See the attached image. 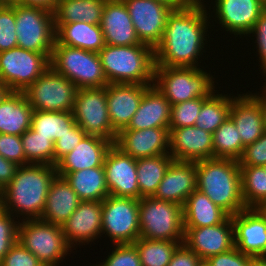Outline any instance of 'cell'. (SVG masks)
I'll list each match as a JSON object with an SVG mask.
<instances>
[{"mask_svg":"<svg viewBox=\"0 0 266 266\" xmlns=\"http://www.w3.org/2000/svg\"><path fill=\"white\" fill-rule=\"evenodd\" d=\"M264 8L266 9V0H264Z\"/></svg>","mask_w":266,"mask_h":266,"instance_id":"cell-62","label":"cell"},{"mask_svg":"<svg viewBox=\"0 0 266 266\" xmlns=\"http://www.w3.org/2000/svg\"><path fill=\"white\" fill-rule=\"evenodd\" d=\"M114 244H130L140 238L139 200L108 195L102 201V232Z\"/></svg>","mask_w":266,"mask_h":266,"instance_id":"cell-10","label":"cell"},{"mask_svg":"<svg viewBox=\"0 0 266 266\" xmlns=\"http://www.w3.org/2000/svg\"><path fill=\"white\" fill-rule=\"evenodd\" d=\"M22 147L29 164H45L54 166V143L47 137L38 135L32 128L22 136Z\"/></svg>","mask_w":266,"mask_h":266,"instance_id":"cell-40","label":"cell"},{"mask_svg":"<svg viewBox=\"0 0 266 266\" xmlns=\"http://www.w3.org/2000/svg\"><path fill=\"white\" fill-rule=\"evenodd\" d=\"M104 171L109 195L140 199L136 160L114 144L106 153Z\"/></svg>","mask_w":266,"mask_h":266,"instance_id":"cell-16","label":"cell"},{"mask_svg":"<svg viewBox=\"0 0 266 266\" xmlns=\"http://www.w3.org/2000/svg\"><path fill=\"white\" fill-rule=\"evenodd\" d=\"M202 259L184 243L174 252L168 266H198Z\"/></svg>","mask_w":266,"mask_h":266,"instance_id":"cell-51","label":"cell"},{"mask_svg":"<svg viewBox=\"0 0 266 266\" xmlns=\"http://www.w3.org/2000/svg\"><path fill=\"white\" fill-rule=\"evenodd\" d=\"M107 45L131 46L141 44L128 9L122 0H107L100 22Z\"/></svg>","mask_w":266,"mask_h":266,"instance_id":"cell-24","label":"cell"},{"mask_svg":"<svg viewBox=\"0 0 266 266\" xmlns=\"http://www.w3.org/2000/svg\"><path fill=\"white\" fill-rule=\"evenodd\" d=\"M196 189L195 162L173 160L152 197L183 206L188 196Z\"/></svg>","mask_w":266,"mask_h":266,"instance_id":"cell-23","label":"cell"},{"mask_svg":"<svg viewBox=\"0 0 266 266\" xmlns=\"http://www.w3.org/2000/svg\"><path fill=\"white\" fill-rule=\"evenodd\" d=\"M204 2L190 0L172 10L162 40L154 49L155 66L203 67L199 59L206 53L208 29L213 22L206 9L209 4Z\"/></svg>","mask_w":266,"mask_h":266,"instance_id":"cell-1","label":"cell"},{"mask_svg":"<svg viewBox=\"0 0 266 266\" xmlns=\"http://www.w3.org/2000/svg\"><path fill=\"white\" fill-rule=\"evenodd\" d=\"M173 160L170 154L136 160L140 198L154 195Z\"/></svg>","mask_w":266,"mask_h":266,"instance_id":"cell-34","label":"cell"},{"mask_svg":"<svg viewBox=\"0 0 266 266\" xmlns=\"http://www.w3.org/2000/svg\"><path fill=\"white\" fill-rule=\"evenodd\" d=\"M114 145L133 159L169 154V128L121 130Z\"/></svg>","mask_w":266,"mask_h":266,"instance_id":"cell-19","label":"cell"},{"mask_svg":"<svg viewBox=\"0 0 266 266\" xmlns=\"http://www.w3.org/2000/svg\"><path fill=\"white\" fill-rule=\"evenodd\" d=\"M252 257L240 252L236 247L214 255L206 261L210 266H249Z\"/></svg>","mask_w":266,"mask_h":266,"instance_id":"cell-50","label":"cell"},{"mask_svg":"<svg viewBox=\"0 0 266 266\" xmlns=\"http://www.w3.org/2000/svg\"><path fill=\"white\" fill-rule=\"evenodd\" d=\"M15 0H0V4H13Z\"/></svg>","mask_w":266,"mask_h":266,"instance_id":"cell-59","label":"cell"},{"mask_svg":"<svg viewBox=\"0 0 266 266\" xmlns=\"http://www.w3.org/2000/svg\"><path fill=\"white\" fill-rule=\"evenodd\" d=\"M18 47L16 19L12 4H0V52Z\"/></svg>","mask_w":266,"mask_h":266,"instance_id":"cell-42","label":"cell"},{"mask_svg":"<svg viewBox=\"0 0 266 266\" xmlns=\"http://www.w3.org/2000/svg\"><path fill=\"white\" fill-rule=\"evenodd\" d=\"M105 261L95 266H141L139 253L133 243L114 244Z\"/></svg>","mask_w":266,"mask_h":266,"instance_id":"cell-43","label":"cell"},{"mask_svg":"<svg viewBox=\"0 0 266 266\" xmlns=\"http://www.w3.org/2000/svg\"><path fill=\"white\" fill-rule=\"evenodd\" d=\"M235 247L251 257H266V218L257 208H246L231 216Z\"/></svg>","mask_w":266,"mask_h":266,"instance_id":"cell-20","label":"cell"},{"mask_svg":"<svg viewBox=\"0 0 266 266\" xmlns=\"http://www.w3.org/2000/svg\"><path fill=\"white\" fill-rule=\"evenodd\" d=\"M232 96L229 117L239 131L243 147L254 143L266 131L259 102L250 94Z\"/></svg>","mask_w":266,"mask_h":266,"instance_id":"cell-25","label":"cell"},{"mask_svg":"<svg viewBox=\"0 0 266 266\" xmlns=\"http://www.w3.org/2000/svg\"><path fill=\"white\" fill-rule=\"evenodd\" d=\"M170 114L171 104L153 84L143 94L139 108L123 130L169 128Z\"/></svg>","mask_w":266,"mask_h":266,"instance_id":"cell-27","label":"cell"},{"mask_svg":"<svg viewBox=\"0 0 266 266\" xmlns=\"http://www.w3.org/2000/svg\"><path fill=\"white\" fill-rule=\"evenodd\" d=\"M76 121L70 111H37L32 114L31 128L40 136L55 142L70 132Z\"/></svg>","mask_w":266,"mask_h":266,"instance_id":"cell-36","label":"cell"},{"mask_svg":"<svg viewBox=\"0 0 266 266\" xmlns=\"http://www.w3.org/2000/svg\"><path fill=\"white\" fill-rule=\"evenodd\" d=\"M238 161L240 166H263L266 164V131L254 143L244 148Z\"/></svg>","mask_w":266,"mask_h":266,"instance_id":"cell-48","label":"cell"},{"mask_svg":"<svg viewBox=\"0 0 266 266\" xmlns=\"http://www.w3.org/2000/svg\"><path fill=\"white\" fill-rule=\"evenodd\" d=\"M113 143L107 139L86 135L74 149L56 164V172H75L104 165L106 153Z\"/></svg>","mask_w":266,"mask_h":266,"instance_id":"cell-26","label":"cell"},{"mask_svg":"<svg viewBox=\"0 0 266 266\" xmlns=\"http://www.w3.org/2000/svg\"><path fill=\"white\" fill-rule=\"evenodd\" d=\"M217 91L219 90L214 91L204 101L195 122L197 128L212 134L228 119L232 105L233 94H220Z\"/></svg>","mask_w":266,"mask_h":266,"instance_id":"cell-35","label":"cell"},{"mask_svg":"<svg viewBox=\"0 0 266 266\" xmlns=\"http://www.w3.org/2000/svg\"><path fill=\"white\" fill-rule=\"evenodd\" d=\"M86 135L87 134L76 123L70 129V132L65 133L61 138L56 140L54 143V166H56L57 162L63 156L70 153Z\"/></svg>","mask_w":266,"mask_h":266,"instance_id":"cell-46","label":"cell"},{"mask_svg":"<svg viewBox=\"0 0 266 266\" xmlns=\"http://www.w3.org/2000/svg\"><path fill=\"white\" fill-rule=\"evenodd\" d=\"M158 1H162L164 3H167L171 6H173L174 8H178V7L185 5L190 0H158Z\"/></svg>","mask_w":266,"mask_h":266,"instance_id":"cell-55","label":"cell"},{"mask_svg":"<svg viewBox=\"0 0 266 266\" xmlns=\"http://www.w3.org/2000/svg\"><path fill=\"white\" fill-rule=\"evenodd\" d=\"M244 152L239 131L232 119H228L213 133V158L239 160Z\"/></svg>","mask_w":266,"mask_h":266,"instance_id":"cell-39","label":"cell"},{"mask_svg":"<svg viewBox=\"0 0 266 266\" xmlns=\"http://www.w3.org/2000/svg\"><path fill=\"white\" fill-rule=\"evenodd\" d=\"M249 266H266V257H252Z\"/></svg>","mask_w":266,"mask_h":266,"instance_id":"cell-56","label":"cell"},{"mask_svg":"<svg viewBox=\"0 0 266 266\" xmlns=\"http://www.w3.org/2000/svg\"><path fill=\"white\" fill-rule=\"evenodd\" d=\"M150 86L144 84H108L106 86L108 115L112 128L117 134L128 127L139 108L143 94Z\"/></svg>","mask_w":266,"mask_h":266,"instance_id":"cell-21","label":"cell"},{"mask_svg":"<svg viewBox=\"0 0 266 266\" xmlns=\"http://www.w3.org/2000/svg\"><path fill=\"white\" fill-rule=\"evenodd\" d=\"M257 209L266 218V202H263Z\"/></svg>","mask_w":266,"mask_h":266,"instance_id":"cell-58","label":"cell"},{"mask_svg":"<svg viewBox=\"0 0 266 266\" xmlns=\"http://www.w3.org/2000/svg\"><path fill=\"white\" fill-rule=\"evenodd\" d=\"M49 67L43 53L19 47L0 52V81L11 91L24 92Z\"/></svg>","mask_w":266,"mask_h":266,"instance_id":"cell-13","label":"cell"},{"mask_svg":"<svg viewBox=\"0 0 266 266\" xmlns=\"http://www.w3.org/2000/svg\"><path fill=\"white\" fill-rule=\"evenodd\" d=\"M250 34H252L253 41L256 38L254 43H257L255 48L257 49L256 52H258L257 56H259L258 57L259 58L258 62H260L259 68L262 69V72L261 70L259 71L260 73L264 74L266 72V9L261 13L253 29L247 36V37H250L251 39Z\"/></svg>","mask_w":266,"mask_h":266,"instance_id":"cell-49","label":"cell"},{"mask_svg":"<svg viewBox=\"0 0 266 266\" xmlns=\"http://www.w3.org/2000/svg\"><path fill=\"white\" fill-rule=\"evenodd\" d=\"M241 192L246 208L266 202V171L263 166H240Z\"/></svg>","mask_w":266,"mask_h":266,"instance_id":"cell-37","label":"cell"},{"mask_svg":"<svg viewBox=\"0 0 266 266\" xmlns=\"http://www.w3.org/2000/svg\"><path fill=\"white\" fill-rule=\"evenodd\" d=\"M207 98L199 97L172 105L169 131L181 127L195 126L201 107Z\"/></svg>","mask_w":266,"mask_h":266,"instance_id":"cell-41","label":"cell"},{"mask_svg":"<svg viewBox=\"0 0 266 266\" xmlns=\"http://www.w3.org/2000/svg\"><path fill=\"white\" fill-rule=\"evenodd\" d=\"M61 228L72 249L76 250L78 245L92 244L91 242L102 237V202L81 201Z\"/></svg>","mask_w":266,"mask_h":266,"instance_id":"cell-18","label":"cell"},{"mask_svg":"<svg viewBox=\"0 0 266 266\" xmlns=\"http://www.w3.org/2000/svg\"><path fill=\"white\" fill-rule=\"evenodd\" d=\"M11 90L0 81V103L7 97Z\"/></svg>","mask_w":266,"mask_h":266,"instance_id":"cell-57","label":"cell"},{"mask_svg":"<svg viewBox=\"0 0 266 266\" xmlns=\"http://www.w3.org/2000/svg\"><path fill=\"white\" fill-rule=\"evenodd\" d=\"M72 115L87 135L115 143L117 133L108 115L106 87L77 89Z\"/></svg>","mask_w":266,"mask_h":266,"instance_id":"cell-12","label":"cell"},{"mask_svg":"<svg viewBox=\"0 0 266 266\" xmlns=\"http://www.w3.org/2000/svg\"><path fill=\"white\" fill-rule=\"evenodd\" d=\"M15 3L44 8L49 11H54L57 5V0H15Z\"/></svg>","mask_w":266,"mask_h":266,"instance_id":"cell-53","label":"cell"},{"mask_svg":"<svg viewBox=\"0 0 266 266\" xmlns=\"http://www.w3.org/2000/svg\"><path fill=\"white\" fill-rule=\"evenodd\" d=\"M169 154L177 161L213 158V134L196 126L172 129Z\"/></svg>","mask_w":266,"mask_h":266,"instance_id":"cell-22","label":"cell"},{"mask_svg":"<svg viewBox=\"0 0 266 266\" xmlns=\"http://www.w3.org/2000/svg\"><path fill=\"white\" fill-rule=\"evenodd\" d=\"M197 189L230 216L246 209L238 160L210 158L195 162Z\"/></svg>","mask_w":266,"mask_h":266,"instance_id":"cell-3","label":"cell"},{"mask_svg":"<svg viewBox=\"0 0 266 266\" xmlns=\"http://www.w3.org/2000/svg\"><path fill=\"white\" fill-rule=\"evenodd\" d=\"M107 0H58L54 15V24L77 21L100 24L104 5Z\"/></svg>","mask_w":266,"mask_h":266,"instance_id":"cell-33","label":"cell"},{"mask_svg":"<svg viewBox=\"0 0 266 266\" xmlns=\"http://www.w3.org/2000/svg\"><path fill=\"white\" fill-rule=\"evenodd\" d=\"M56 175L53 165L19 166L12 181L1 191V208L17 217L18 221V218L40 219L50 184Z\"/></svg>","mask_w":266,"mask_h":266,"instance_id":"cell-2","label":"cell"},{"mask_svg":"<svg viewBox=\"0 0 266 266\" xmlns=\"http://www.w3.org/2000/svg\"><path fill=\"white\" fill-rule=\"evenodd\" d=\"M133 244L139 253L141 266H168L175 250L183 243L140 237Z\"/></svg>","mask_w":266,"mask_h":266,"instance_id":"cell-38","label":"cell"},{"mask_svg":"<svg viewBox=\"0 0 266 266\" xmlns=\"http://www.w3.org/2000/svg\"><path fill=\"white\" fill-rule=\"evenodd\" d=\"M140 237L184 243L183 206L156 199H139Z\"/></svg>","mask_w":266,"mask_h":266,"instance_id":"cell-7","label":"cell"},{"mask_svg":"<svg viewBox=\"0 0 266 266\" xmlns=\"http://www.w3.org/2000/svg\"><path fill=\"white\" fill-rule=\"evenodd\" d=\"M109 84H154V49L144 43L107 45L98 52Z\"/></svg>","mask_w":266,"mask_h":266,"instance_id":"cell-4","label":"cell"},{"mask_svg":"<svg viewBox=\"0 0 266 266\" xmlns=\"http://www.w3.org/2000/svg\"><path fill=\"white\" fill-rule=\"evenodd\" d=\"M262 75L266 78V72ZM265 78H264L265 83L263 84L264 86H262L263 89L261 90V92H263L266 95V79Z\"/></svg>","mask_w":266,"mask_h":266,"instance_id":"cell-60","label":"cell"},{"mask_svg":"<svg viewBox=\"0 0 266 266\" xmlns=\"http://www.w3.org/2000/svg\"><path fill=\"white\" fill-rule=\"evenodd\" d=\"M19 166L0 155V191L13 179Z\"/></svg>","mask_w":266,"mask_h":266,"instance_id":"cell-52","label":"cell"},{"mask_svg":"<svg viewBox=\"0 0 266 266\" xmlns=\"http://www.w3.org/2000/svg\"><path fill=\"white\" fill-rule=\"evenodd\" d=\"M184 244L202 260L235 247L234 225L231 216L223 223L205 227H184Z\"/></svg>","mask_w":266,"mask_h":266,"instance_id":"cell-17","label":"cell"},{"mask_svg":"<svg viewBox=\"0 0 266 266\" xmlns=\"http://www.w3.org/2000/svg\"><path fill=\"white\" fill-rule=\"evenodd\" d=\"M64 177L81 201L102 202L108 195L104 165L75 172H57Z\"/></svg>","mask_w":266,"mask_h":266,"instance_id":"cell-32","label":"cell"},{"mask_svg":"<svg viewBox=\"0 0 266 266\" xmlns=\"http://www.w3.org/2000/svg\"><path fill=\"white\" fill-rule=\"evenodd\" d=\"M38 258L17 241L2 259L0 266H41Z\"/></svg>","mask_w":266,"mask_h":266,"instance_id":"cell-47","label":"cell"},{"mask_svg":"<svg viewBox=\"0 0 266 266\" xmlns=\"http://www.w3.org/2000/svg\"><path fill=\"white\" fill-rule=\"evenodd\" d=\"M0 155L18 166L29 164L19 135L0 134Z\"/></svg>","mask_w":266,"mask_h":266,"instance_id":"cell-45","label":"cell"},{"mask_svg":"<svg viewBox=\"0 0 266 266\" xmlns=\"http://www.w3.org/2000/svg\"><path fill=\"white\" fill-rule=\"evenodd\" d=\"M76 92L73 82L49 67L24 94L33 110L72 112Z\"/></svg>","mask_w":266,"mask_h":266,"instance_id":"cell-11","label":"cell"},{"mask_svg":"<svg viewBox=\"0 0 266 266\" xmlns=\"http://www.w3.org/2000/svg\"><path fill=\"white\" fill-rule=\"evenodd\" d=\"M198 266H210V264L206 260H202Z\"/></svg>","mask_w":266,"mask_h":266,"instance_id":"cell-61","label":"cell"},{"mask_svg":"<svg viewBox=\"0 0 266 266\" xmlns=\"http://www.w3.org/2000/svg\"><path fill=\"white\" fill-rule=\"evenodd\" d=\"M33 111L24 92L11 91L0 103V134L22 136L31 128Z\"/></svg>","mask_w":266,"mask_h":266,"instance_id":"cell-29","label":"cell"},{"mask_svg":"<svg viewBox=\"0 0 266 266\" xmlns=\"http://www.w3.org/2000/svg\"><path fill=\"white\" fill-rule=\"evenodd\" d=\"M54 25L56 41L61 45L97 53L105 46L100 24L77 21Z\"/></svg>","mask_w":266,"mask_h":266,"instance_id":"cell-30","label":"cell"},{"mask_svg":"<svg viewBox=\"0 0 266 266\" xmlns=\"http://www.w3.org/2000/svg\"><path fill=\"white\" fill-rule=\"evenodd\" d=\"M18 47L43 53L49 60L56 40L54 15L40 7L12 4Z\"/></svg>","mask_w":266,"mask_h":266,"instance_id":"cell-9","label":"cell"},{"mask_svg":"<svg viewBox=\"0 0 266 266\" xmlns=\"http://www.w3.org/2000/svg\"><path fill=\"white\" fill-rule=\"evenodd\" d=\"M17 218L4 209H0V263L10 248L17 242Z\"/></svg>","mask_w":266,"mask_h":266,"instance_id":"cell-44","label":"cell"},{"mask_svg":"<svg viewBox=\"0 0 266 266\" xmlns=\"http://www.w3.org/2000/svg\"><path fill=\"white\" fill-rule=\"evenodd\" d=\"M230 215L198 189L183 205L184 227H205L223 223Z\"/></svg>","mask_w":266,"mask_h":266,"instance_id":"cell-31","label":"cell"},{"mask_svg":"<svg viewBox=\"0 0 266 266\" xmlns=\"http://www.w3.org/2000/svg\"><path fill=\"white\" fill-rule=\"evenodd\" d=\"M49 61L50 67L73 82L77 89L109 84L97 52L61 45L55 40Z\"/></svg>","mask_w":266,"mask_h":266,"instance_id":"cell-6","label":"cell"},{"mask_svg":"<svg viewBox=\"0 0 266 266\" xmlns=\"http://www.w3.org/2000/svg\"><path fill=\"white\" fill-rule=\"evenodd\" d=\"M81 200L64 177L56 175L52 180L41 220L62 226L74 213Z\"/></svg>","mask_w":266,"mask_h":266,"instance_id":"cell-28","label":"cell"},{"mask_svg":"<svg viewBox=\"0 0 266 266\" xmlns=\"http://www.w3.org/2000/svg\"><path fill=\"white\" fill-rule=\"evenodd\" d=\"M141 43L153 49L161 42L173 6L158 0H122Z\"/></svg>","mask_w":266,"mask_h":266,"instance_id":"cell-14","label":"cell"},{"mask_svg":"<svg viewBox=\"0 0 266 266\" xmlns=\"http://www.w3.org/2000/svg\"><path fill=\"white\" fill-rule=\"evenodd\" d=\"M260 104V108L262 111V115H263V121H264V126H265V130H266V95L261 91L260 92H256V93H252L250 91H248ZM261 93V94H260Z\"/></svg>","mask_w":266,"mask_h":266,"instance_id":"cell-54","label":"cell"},{"mask_svg":"<svg viewBox=\"0 0 266 266\" xmlns=\"http://www.w3.org/2000/svg\"><path fill=\"white\" fill-rule=\"evenodd\" d=\"M17 241L47 266H60L74 250L66 242L60 225L41 219L19 220Z\"/></svg>","mask_w":266,"mask_h":266,"instance_id":"cell-8","label":"cell"},{"mask_svg":"<svg viewBox=\"0 0 266 266\" xmlns=\"http://www.w3.org/2000/svg\"><path fill=\"white\" fill-rule=\"evenodd\" d=\"M203 68L155 66L154 85L171 106L194 98L209 97L216 91V78Z\"/></svg>","mask_w":266,"mask_h":266,"instance_id":"cell-5","label":"cell"},{"mask_svg":"<svg viewBox=\"0 0 266 266\" xmlns=\"http://www.w3.org/2000/svg\"><path fill=\"white\" fill-rule=\"evenodd\" d=\"M214 1V0H213ZM211 0L208 8L214 15L209 17L215 19L214 21L220 24L221 29L226 33L235 35L236 37L242 38L249 35L253 29L256 21L260 17L261 13L265 10L263 0ZM212 4V5H211ZM239 35V36H238Z\"/></svg>","mask_w":266,"mask_h":266,"instance_id":"cell-15","label":"cell"}]
</instances>
